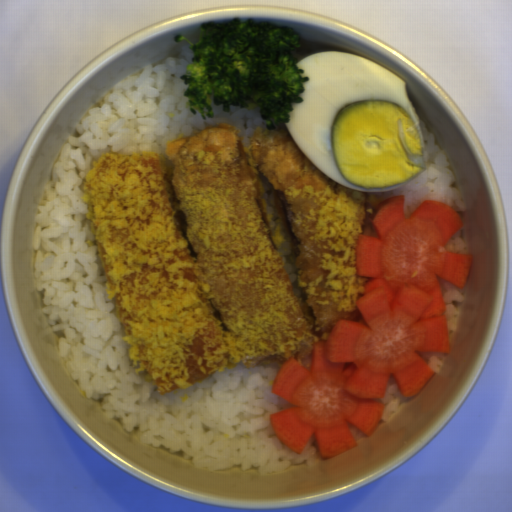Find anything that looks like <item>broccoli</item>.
I'll use <instances>...</instances> for the list:
<instances>
[{
    "mask_svg": "<svg viewBox=\"0 0 512 512\" xmlns=\"http://www.w3.org/2000/svg\"><path fill=\"white\" fill-rule=\"evenodd\" d=\"M183 40L192 55L179 79L192 115L212 119L215 106L224 112L236 106L259 109L270 131L290 123L293 104L302 103L300 94L310 81L292 54L302 45L295 28L233 17L226 23L201 24L197 43L182 34L173 38L174 43Z\"/></svg>",
    "mask_w": 512,
    "mask_h": 512,
    "instance_id": "1706d50b",
    "label": "broccoli"
}]
</instances>
